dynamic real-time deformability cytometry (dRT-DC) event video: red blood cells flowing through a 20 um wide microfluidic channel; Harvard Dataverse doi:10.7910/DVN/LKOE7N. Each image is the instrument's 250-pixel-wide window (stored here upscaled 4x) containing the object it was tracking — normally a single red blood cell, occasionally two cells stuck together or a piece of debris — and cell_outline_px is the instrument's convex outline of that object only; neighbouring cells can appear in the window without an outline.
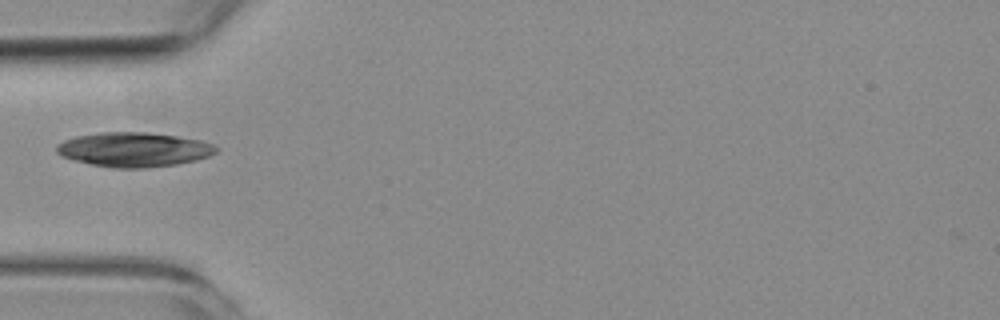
{"species": "common noctule bat (a hibernating species)", "species_latin": "Nyctalus noctula", "temperature_condition": "room temperature", "stored_images_in_passage": 1, "camera_frame_rate_fps": 3000, "um_per_image_px": 0.085, "animal": {"sex": "female", "body_mass_g": 19.3, "forearm_length_mm": 54.1}, "frame": {"image": 1, "passage_image": 1, "time_ms": 0.0, "image_size_px": [1000, 320], "cell_outline_px": [[220, 148], [216, 152], [208, 156], [196, 160], [176, 164], [144, 168], [112, 168], [92, 164], [76, 160], [64, 156], [56, 152], [56, 144], [64, 140], [76, 136], [100, 132], [148, 132], [176, 136], [200, 140], [212, 144]], "centroid_in_image_um": [11.39, 12.7], "position_along_channel_um": 73.6, "area_um2": 31.91}}